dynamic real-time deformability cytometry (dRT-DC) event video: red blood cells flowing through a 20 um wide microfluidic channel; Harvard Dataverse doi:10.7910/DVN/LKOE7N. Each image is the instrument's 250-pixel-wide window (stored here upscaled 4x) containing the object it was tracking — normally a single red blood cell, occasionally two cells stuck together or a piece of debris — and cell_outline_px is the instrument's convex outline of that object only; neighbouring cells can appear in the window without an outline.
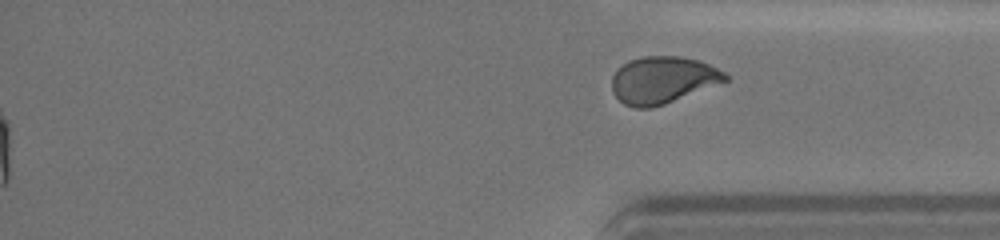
{"species": "human", "species_latin": "Homo sapiens", "temperature_condition": "cold", "stored_images_in_passage": 39, "segment_of_instrument_passage": [2, 2], "camera_frame_rate_fps": 3000, "um_per_image_px": 0.085, "donor": {"sex": "female"}, "frame": {"image": 1, "passage_image": 39, "time_ms": 19.0, "image_size_px": [1000, 240], "cell_outline_px": [[728, 80], [664, 104], [652, 108], [636, 108], [624, 104], [612, 92], [612, 76], [616, 68], [628, 60], [644, 56], [680, 56], [700, 60], [724, 72], [728, 76]], "centroid_in_image_um": [56.29, 6.78], "position_along_channel_um": 378.9, "area_um2": 31.04}}